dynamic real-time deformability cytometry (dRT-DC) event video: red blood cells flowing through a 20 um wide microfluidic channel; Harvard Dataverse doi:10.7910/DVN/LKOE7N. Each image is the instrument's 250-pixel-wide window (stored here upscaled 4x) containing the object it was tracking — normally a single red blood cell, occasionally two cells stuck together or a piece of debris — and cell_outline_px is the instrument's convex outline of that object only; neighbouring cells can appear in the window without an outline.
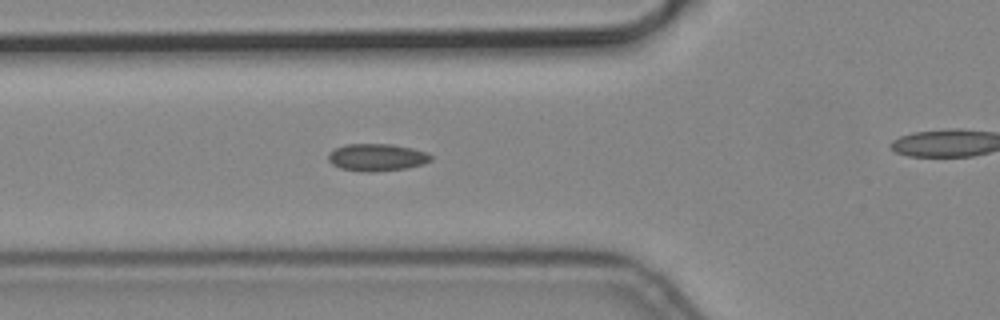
{"species": "common noctule bat (a hibernating species)", "species_latin": "Nyctalus noctula", "temperature_condition": "cold", "stored_images_in_passage": 3, "segment_of_instrument_passage": [1, 2], "camera_frame_rate_fps": 3000, "um_per_image_px": 0.085, "animal": {"sex": "male", "body_mass_g": 19.2, "forearm_length_mm": 51.8}, "frame": {"image": 1, "passage_image": 2, "time_ms": 0.333, "image_size_px": [1000, 320], "cell_outline_px": [[432, 160], [424, 164], [408, 168], [372, 172], [364, 172], [340, 168], [332, 164], [328, 160], [328, 152], [344, 144], [392, 144], [412, 148], [428, 152], [432, 156]], "centroid_in_image_um": [32.05, 13.37], "position_along_channel_um": 93.8, "area_um2": 16.53}}